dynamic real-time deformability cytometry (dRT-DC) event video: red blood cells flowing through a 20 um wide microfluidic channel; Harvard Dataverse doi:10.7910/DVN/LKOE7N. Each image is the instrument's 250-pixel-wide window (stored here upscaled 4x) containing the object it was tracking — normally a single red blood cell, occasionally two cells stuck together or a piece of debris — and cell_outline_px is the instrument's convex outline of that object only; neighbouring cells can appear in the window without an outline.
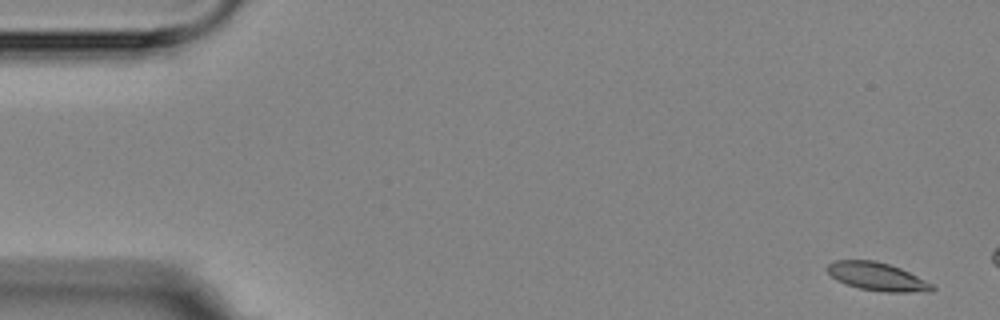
{"species": "Egyptian fruit bat (a non-hibernating species)", "species_latin": "Rousettus aegyptiacus", "temperature_condition": "room temperature", "stored_images_in_passage": 4, "camera_frame_rate_fps": 3000, "um_per_image_px": 0.085, "animal": {"sex": "female"}, "frame": {"image": 1, "passage_image": 1, "time_ms": 0.0, "image_size_px": [1000, 320], "cell_outline_px": [[936, 288], [932, 292], [884, 292], [860, 288], [836, 280], [824, 268], [828, 264], [836, 260], [876, 260], [900, 268], [932, 284]], "centroid_in_image_um": [74.55, 23.51], "position_along_channel_um": 10.4, "area_um2": 17.11}}